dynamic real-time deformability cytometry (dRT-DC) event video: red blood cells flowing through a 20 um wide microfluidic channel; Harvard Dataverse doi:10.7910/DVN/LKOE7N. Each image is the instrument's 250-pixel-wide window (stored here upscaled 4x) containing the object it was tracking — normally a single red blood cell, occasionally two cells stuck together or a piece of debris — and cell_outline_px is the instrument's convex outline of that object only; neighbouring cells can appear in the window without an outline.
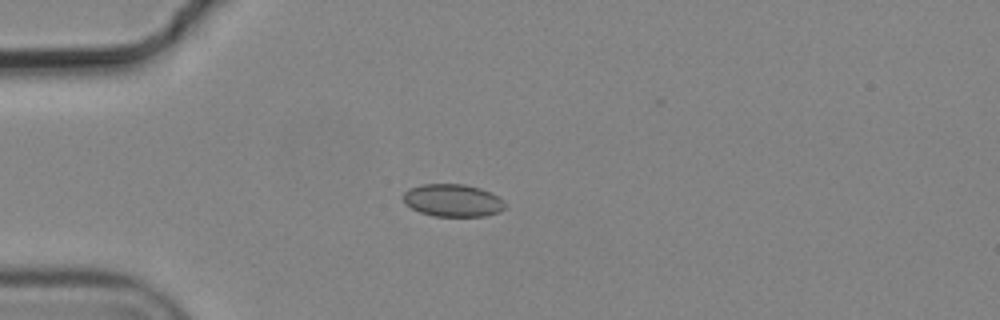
{"species": "common noctule bat (a hibernating species)", "species_latin": "Nyctalus noctula", "temperature_condition": "cold", "stored_images_in_passage": 6, "camera_frame_rate_fps": 3000, "um_per_image_px": 0.085, "animal": {"sex": "male", "body_mass_g": 19.2, "forearm_length_mm": 51.8}, "frame": {"image": 1, "passage_image": 4, "time_ms": 1.0, "image_size_px": [1000, 320], "cell_outline_px": [[508, 204], [500, 212], [484, 216], [432, 216], [420, 212], [412, 208], [404, 200], [404, 192], [408, 188], [424, 184], [464, 184], [480, 188], [504, 200]], "centroid_in_image_um": [38.51, 17.04], "position_along_channel_um": 46.5, "area_um2": 19.25}}
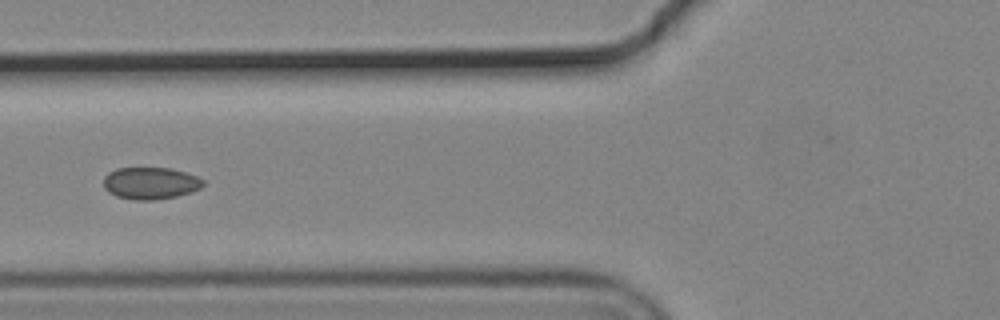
{"frame": {"image": 2, "passage_image": 6, "time_ms": 1.667, "image_size_px": [1000, 320], "cell_outline_px": [[204, 184], [200, 188], [176, 196], [152, 200], [136, 200], [116, 196], [108, 192], [104, 188], [104, 176], [108, 172], [116, 168], [172, 168], [196, 176], [204, 180]], "centroid_in_image_um": [12.75, 15.56], "position_along_channel_um": 113.0, "area_um2": 18.5}}